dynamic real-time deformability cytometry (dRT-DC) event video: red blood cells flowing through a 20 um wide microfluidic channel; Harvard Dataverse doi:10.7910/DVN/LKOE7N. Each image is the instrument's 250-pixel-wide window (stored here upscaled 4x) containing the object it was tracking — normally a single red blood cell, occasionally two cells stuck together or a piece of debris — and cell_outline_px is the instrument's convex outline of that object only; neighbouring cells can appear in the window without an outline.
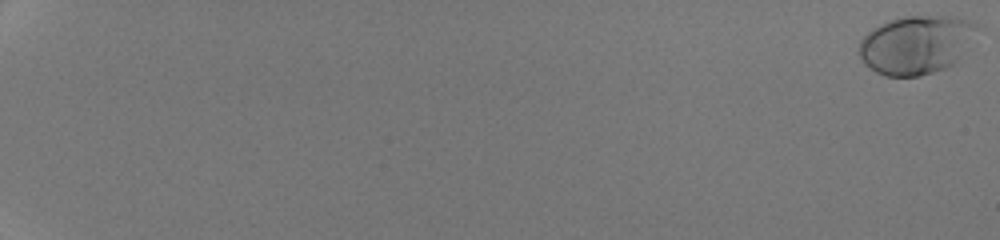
{"species": "human", "species_latin": "Homo sapiens", "temperature_condition": "room temperature", "stored_images_in_passage": 22, "camera_frame_rate_fps": 3000, "um_per_image_px": 0.085, "donor": {"sex": "male"}, "frame": {"image": 1, "passage_image": 1, "time_ms": 0.0, "image_size_px": [1000, 240], "cell_outline_px": [[980, 28], [956, 60], [952, 64], [944, 68], [920, 76], [884, 76], [876, 72], [864, 64], [860, 56], [860, 40], [872, 28], [880, 24], [904, 16], [956, 16], [968, 20], [976, 24]], "centroid_in_image_um": [77.86, 3.79], "position_along_channel_um": 7.1, "area_um2": 39.88}}
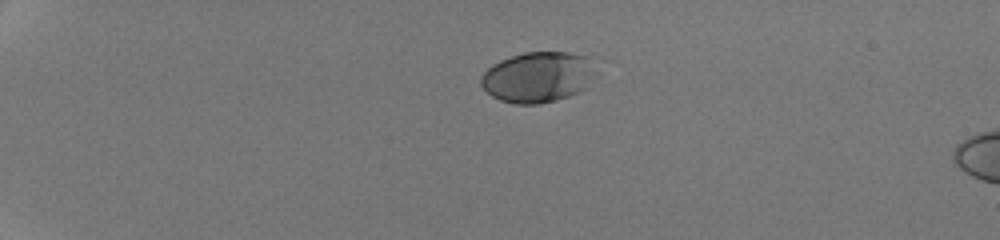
{"frame": {"image": 2, "passage_image": 16, "time_ms": 5.0, "image_size_px": [1000, 240], "cell_outline_px": [[588, 88], [580, 92], [556, 100], [540, 104], [516, 104], [500, 100], [492, 96], [480, 84], [480, 76], [492, 64], [500, 60], [524, 52], [568, 52], [588, 56]], "centroid_in_image_um": [45.61, 6.56], "position_along_channel_um": 39.4, "area_um2": 33.23}}